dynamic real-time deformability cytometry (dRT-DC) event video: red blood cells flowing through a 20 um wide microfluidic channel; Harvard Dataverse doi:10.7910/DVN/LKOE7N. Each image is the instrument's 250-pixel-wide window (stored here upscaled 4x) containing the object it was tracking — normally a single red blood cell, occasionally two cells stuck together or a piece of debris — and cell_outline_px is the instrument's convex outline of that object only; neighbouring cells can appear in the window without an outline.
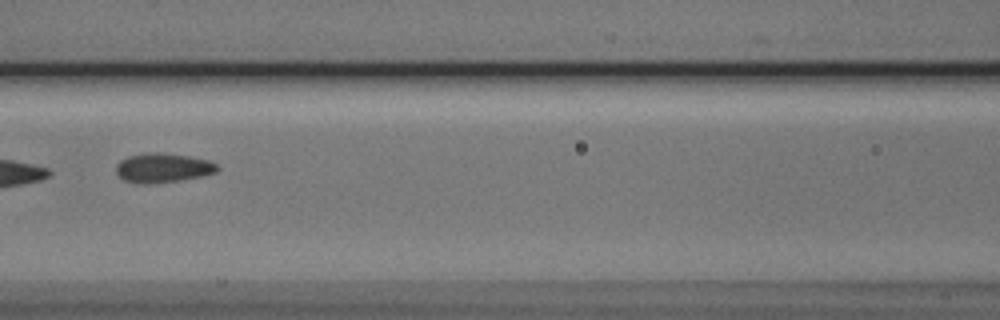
{"species": "Egyptian fruit bat (a non-hibernating species)", "species_latin": "Rousettus aegyptiacus", "temperature_condition": "cold", "stored_images_in_passage": 7, "camera_frame_rate_fps": 3000, "um_per_image_px": 0.085, "animal": {"sex": "male"}, "frame": {"image": 1, "passage_image": 4, "time_ms": 3.667, "image_size_px": [1000, 320], "cell_outline_px": [[220, 168], [216, 172], [200, 176], [180, 180], [124, 180], [116, 172], [116, 164], [120, 160], [128, 156], [148, 152], [160, 152], [188, 156], [208, 160], [216, 164]], "centroid_in_image_um": [13.88, 14.19], "position_along_channel_um": 152.7, "area_um2": 16.36}}
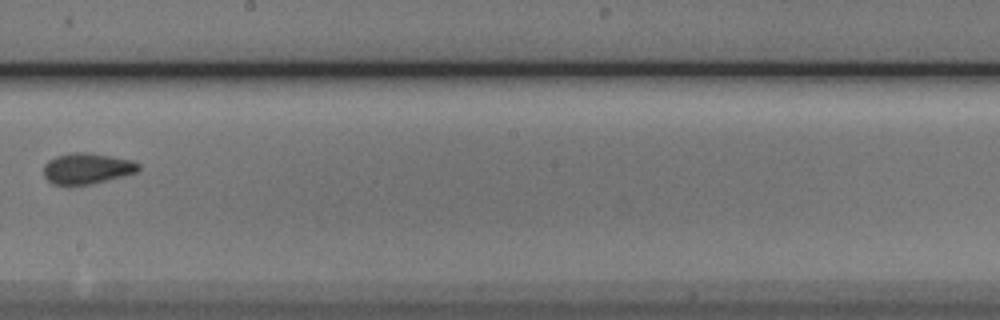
{"frame": {"image": 2, "passage_image": 6, "time_ms": 6.0, "image_size_px": [1000, 320], "cell_outline_px": [[140, 168], [136, 172], [124, 176], [92, 184], [52, 184], [44, 176], [44, 164], [48, 160], [56, 156], [72, 152], [88, 152], [112, 156], [132, 160], [140, 164]], "centroid_in_image_um": [7.41, 14.31], "position_along_channel_um": 240.8, "area_um2": 17.11}}
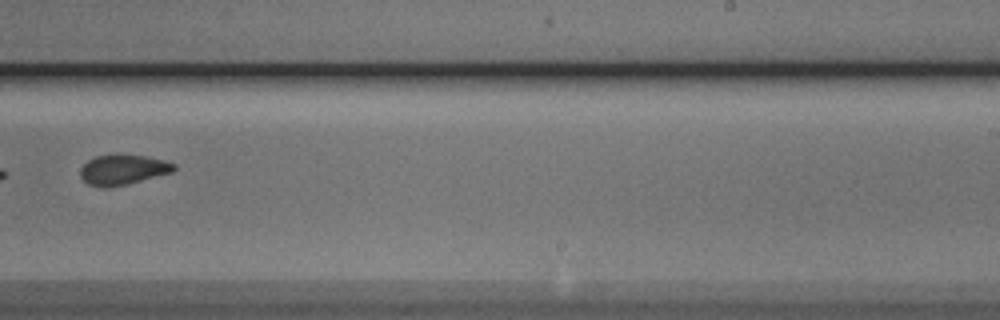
{"frame": {"image": 3, "passage_image": 7, "time_ms": 7.0, "image_size_px": [1000, 320], "cell_outline_px": [[176, 168], [172, 172], [124, 184], [104, 188], [100, 188], [88, 184], [80, 176], [80, 168], [88, 160], [96, 156], [112, 152], [116, 152], [144, 156], [164, 160], [176, 164]], "centroid_in_image_um": [10.4, 14.38], "position_along_channel_um": 278.6, "area_um2": 16.65}}